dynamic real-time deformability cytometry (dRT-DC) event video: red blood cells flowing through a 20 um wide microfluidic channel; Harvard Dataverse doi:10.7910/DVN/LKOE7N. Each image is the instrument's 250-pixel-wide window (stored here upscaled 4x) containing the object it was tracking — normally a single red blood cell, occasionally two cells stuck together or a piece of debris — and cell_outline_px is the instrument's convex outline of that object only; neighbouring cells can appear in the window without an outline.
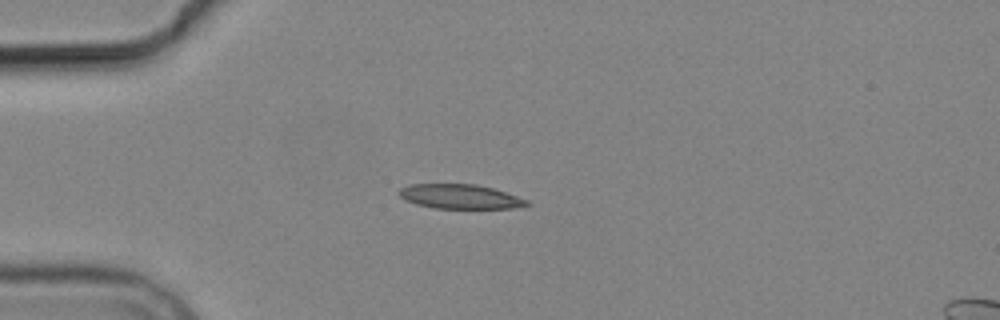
{"species": "common noctule bat (a hibernating species)", "species_latin": "Nyctalus noctula", "temperature_condition": "cold", "stored_images_in_passage": 8, "camera_frame_rate_fps": 3000, "um_per_image_px": 0.085, "animal": {"sex": "male", "body_mass_g": 19.2, "forearm_length_mm": 51.8}, "frame": {"image": 1, "passage_image": 3, "time_ms": 2.667, "image_size_px": [1000, 320], "cell_outline_px": [[528, 204], [512, 208], [436, 208], [416, 204], [400, 196], [400, 188], [408, 184], [476, 184], [492, 188], [528, 200]], "centroid_in_image_um": [39.08, 16.7], "position_along_channel_um": 45.9, "area_um2": 17.8}}
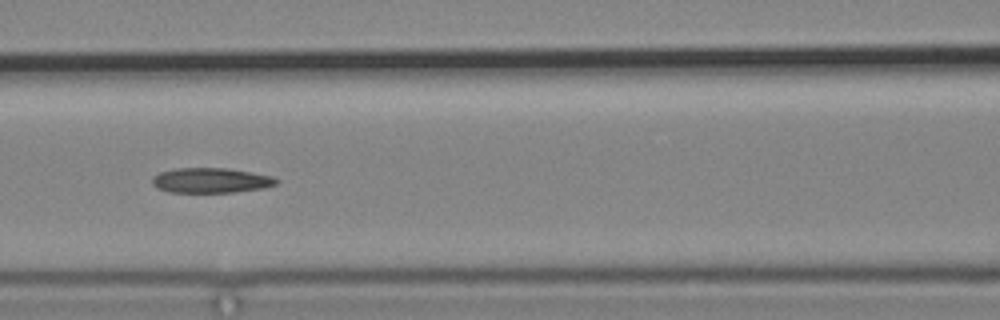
{"frame": {"image": 2, "passage_image": 6, "time_ms": 6.0, "image_size_px": [1000, 320], "cell_outline_px": [[280, 180], [276, 184], [264, 188], [236, 192], [168, 192], [156, 188], [152, 184], [152, 176], [160, 172], [176, 168], [228, 168], [272, 176]], "centroid_in_image_um": [17.91, 15.33], "position_along_channel_um": 148.7, "area_um2": 18.21}}
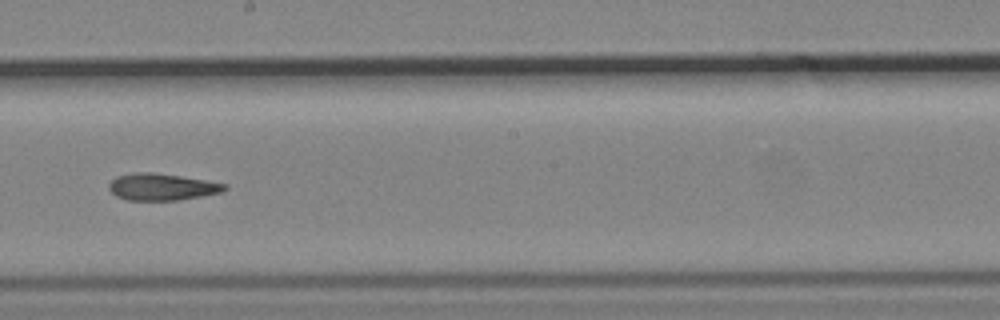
{"frame": {"image": 3, "passage_image": 8, "time_ms": 8.333, "image_size_px": [1000, 320], "cell_outline_px": [[228, 188], [220, 192], [200, 196], [176, 200], [128, 200], [116, 196], [108, 188], [108, 184], [116, 176], [136, 172], [152, 172], [180, 176], [228, 184]], "centroid_in_image_um": [13.73, 15.88], "position_along_channel_um": 234.5, "area_um2": 17.92}}